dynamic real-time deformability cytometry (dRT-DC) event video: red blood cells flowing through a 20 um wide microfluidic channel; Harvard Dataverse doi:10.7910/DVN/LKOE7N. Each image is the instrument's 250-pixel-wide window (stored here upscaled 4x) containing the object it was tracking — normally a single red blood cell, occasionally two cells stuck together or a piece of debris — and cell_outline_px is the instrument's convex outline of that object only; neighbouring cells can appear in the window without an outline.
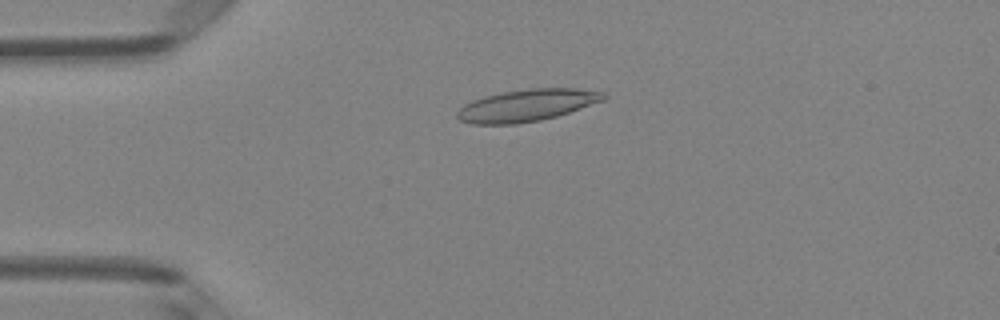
{"species": "Egyptian fruit bat (a non-hibernating species)", "species_latin": "Rousettus aegyptiacus", "temperature_condition": "room temperature", "stored_images_in_passage": 5, "camera_frame_rate_fps": 3000, "um_per_image_px": 0.085, "animal": {"sex": "female"}, "frame": {"image": 1, "passage_image": 3, "time_ms": 3.0, "image_size_px": [1000, 320], "cell_outline_px": [[608, 96], [604, 100], [556, 116], [540, 120], [516, 124], [472, 124], [460, 120], [456, 116], [456, 112], [464, 104], [472, 100], [484, 96], [504, 92], [528, 88], [576, 88], [604, 92]], "centroid_in_image_um": [44.76, 8.95], "position_along_channel_um": 40.2, "area_um2": 27.22}}
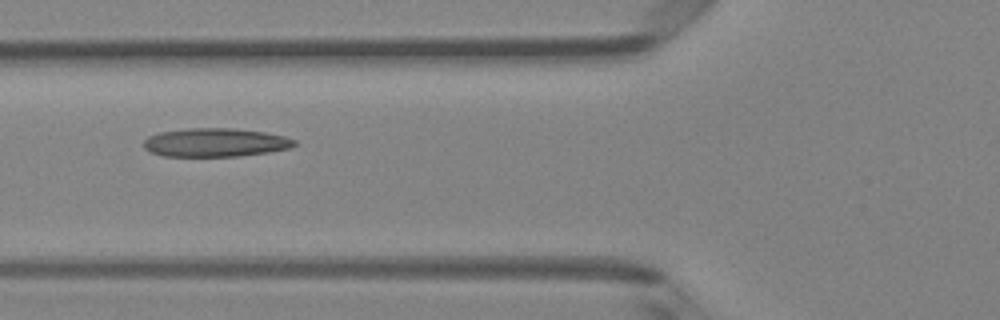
{"frame": {"image": 2, "passage_image": 5, "time_ms": 5.333, "image_size_px": [1000, 320], "cell_outline_px": [[296, 144], [288, 148], [268, 152], [240, 156], [164, 156], [152, 152], [144, 148], [144, 140], [148, 136], [160, 132], [188, 128], [232, 128], [264, 132], [284, 136], [296, 140]], "centroid_in_image_um": [18.29, 12.11], "position_along_channel_um": 107.5, "area_um2": 24.97}}